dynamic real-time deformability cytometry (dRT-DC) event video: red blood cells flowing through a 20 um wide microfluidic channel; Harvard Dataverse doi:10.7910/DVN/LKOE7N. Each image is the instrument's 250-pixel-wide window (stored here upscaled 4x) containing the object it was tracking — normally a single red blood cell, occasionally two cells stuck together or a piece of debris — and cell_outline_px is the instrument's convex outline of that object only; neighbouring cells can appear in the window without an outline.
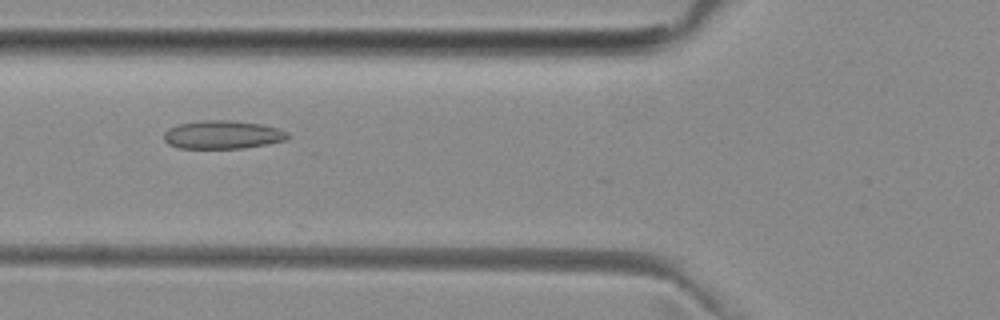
{"species": "common noctule bat (a hibernating species)", "species_latin": "Nyctalus noctula", "temperature_condition": "room temperature", "stored_images_in_passage": 23, "camera_frame_rate_fps": 3000, "um_per_image_px": 0.085, "animal": {"sex": "female", "body_mass_g": 29.2, "forearm_length_mm": 56.3}, "frame": {"image": 1, "passage_image": 19, "time_ms": 6.0, "image_size_px": [1000, 320], "cell_outline_px": [[292, 136], [288, 140], [268, 144], [244, 148], [180, 148], [168, 144], [164, 140], [164, 132], [168, 128], [180, 124], [200, 120], [228, 120], [264, 124], [288, 132]], "centroid_in_image_um": [18.96, 11.45], "position_along_channel_um": 106.8, "area_um2": 20.63}}
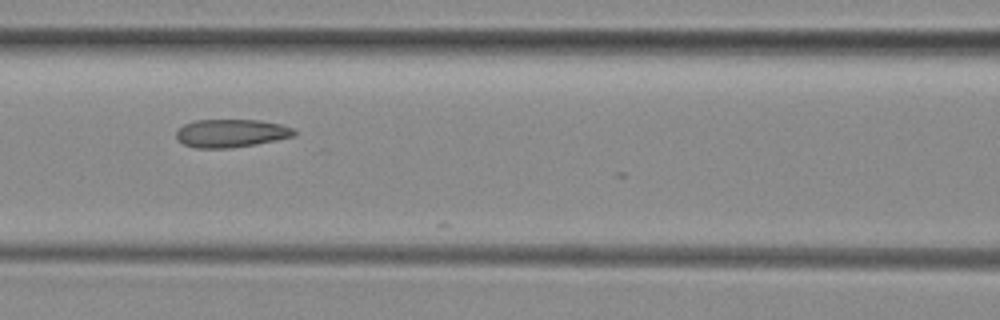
{"frame": {"image": 2, "passage_image": 22, "time_ms": 7.0, "image_size_px": [1000, 320], "cell_outline_px": [[296, 136], [256, 144], [232, 148], [196, 148], [184, 144], [176, 136], [176, 128], [184, 124], [196, 120], [260, 120], [280, 124], [296, 128]], "centroid_in_image_um": [19.67, 11.32], "position_along_channel_um": 146.9, "area_um2": 19.48}}